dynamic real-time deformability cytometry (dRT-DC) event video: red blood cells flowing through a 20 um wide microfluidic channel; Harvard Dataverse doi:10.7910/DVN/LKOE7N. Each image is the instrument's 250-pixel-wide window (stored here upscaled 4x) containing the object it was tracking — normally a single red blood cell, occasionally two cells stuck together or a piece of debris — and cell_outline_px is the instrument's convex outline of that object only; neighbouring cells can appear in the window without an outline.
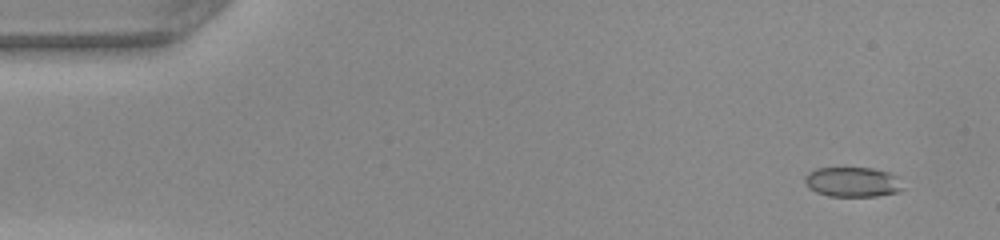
{"species": "common noctule bat (a hibernating species)", "species_latin": "Nyctalus noctula", "temperature_condition": "warm", "stored_images_in_passage": 50, "camera_frame_rate_fps": 3000, "um_per_image_px": 0.085, "animal": {"sex": "female", "body_mass_g": 22.0, "forearm_length_mm": 56.7}, "frame": {"image": 1, "passage_image": 4, "time_ms": 1.0, "image_size_px": [1000, 240], "cell_outline_px": [[904, 188], [900, 192], [876, 196], [828, 196], [816, 192], [808, 188], [804, 180], [804, 176], [808, 172], [816, 168], [872, 168], [888, 172], [896, 176]], "centroid_in_image_um": [72.45, 15.47], "position_along_channel_um": 12.6, "area_um2": 17.17}}
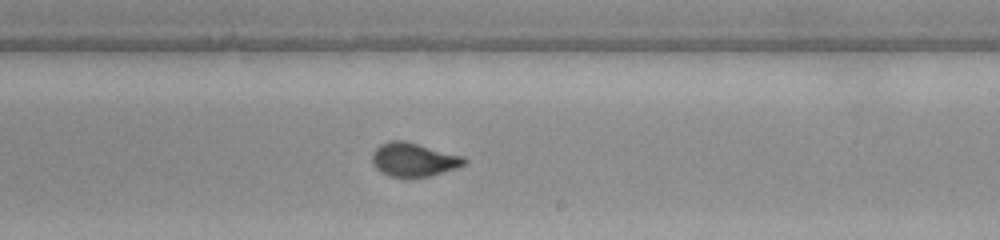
{"frame": {"image": 2, "passage_image": 30, "time_ms": 9.667, "image_size_px": [1000, 240], "cell_outline_px": [[468, 160], [464, 164], [456, 168], [432, 176], [388, 176], [380, 172], [372, 164], [372, 152], [380, 144], [392, 140], [404, 140], [464, 156]], "centroid_in_image_um": [35.15, 13.56], "position_along_channel_um": 253.8, "area_um2": 18.09}}
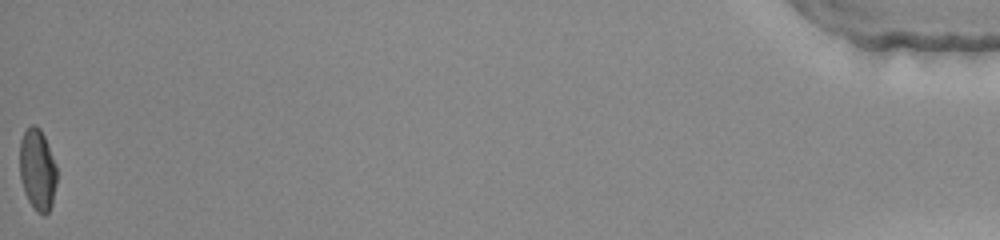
{"frame": {"image": 3, "passage_image": 50, "time_ms": 16.333, "image_size_px": [1000, 240], "cell_outline_px": [[56, 184], [52, 204], [48, 212], [44, 216], [36, 212], [28, 200], [24, 192], [20, 176], [20, 140], [24, 132], [32, 124], [36, 124], [40, 128], [44, 136], [56, 164]], "centroid_in_image_um": [3.18, 14.44], "position_along_channel_um": 432.0, "area_um2": 17.69}}